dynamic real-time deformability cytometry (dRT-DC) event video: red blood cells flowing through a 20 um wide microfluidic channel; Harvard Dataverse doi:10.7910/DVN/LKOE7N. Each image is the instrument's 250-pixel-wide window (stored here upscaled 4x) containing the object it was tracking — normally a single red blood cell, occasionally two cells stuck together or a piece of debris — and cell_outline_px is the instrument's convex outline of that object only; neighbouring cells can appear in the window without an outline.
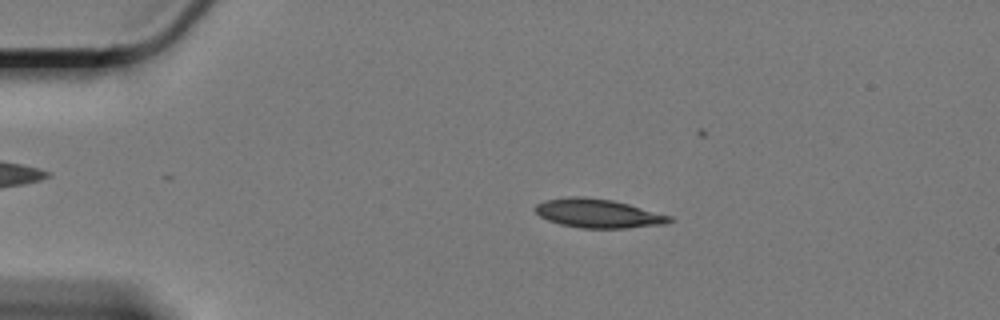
{"species": "Egyptian fruit bat (a non-hibernating species)", "species_latin": "Rousettus aegyptiacus", "temperature_condition": "cold", "stored_images_in_passage": 48, "camera_frame_rate_fps": 3000, "um_per_image_px": 0.085, "animal": {"sex": "female"}, "frame": {"image": 1, "passage_image": 12, "time_ms": 3.667, "image_size_px": [1000, 320], "cell_outline_px": [[672, 220], [664, 224], [624, 228], [580, 228], [560, 224], [548, 220], [540, 216], [532, 208], [536, 204], [544, 200], [568, 196], [584, 196], [612, 200], [628, 204], [672, 216]], "centroid_in_image_um": [50.78, 18.13], "position_along_channel_um": 34.2, "area_um2": 22.6}}
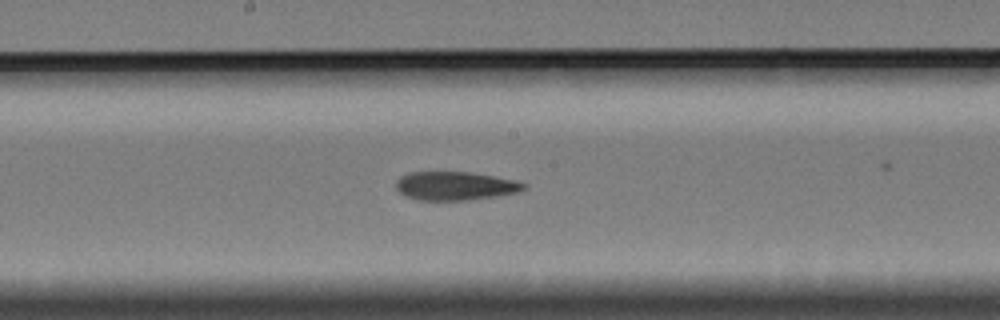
{"frame": {"image": 2, "passage_image": 32, "time_ms": 10.333, "image_size_px": [1000, 320], "cell_outline_px": [[528, 184], [520, 192], [496, 196], [468, 200], [416, 200], [404, 196], [396, 188], [396, 180], [400, 176], [408, 172], [468, 172], [516, 180]], "centroid_in_image_um": [38.67, 15.8], "position_along_channel_um": 209.5, "area_um2": 21.39}}
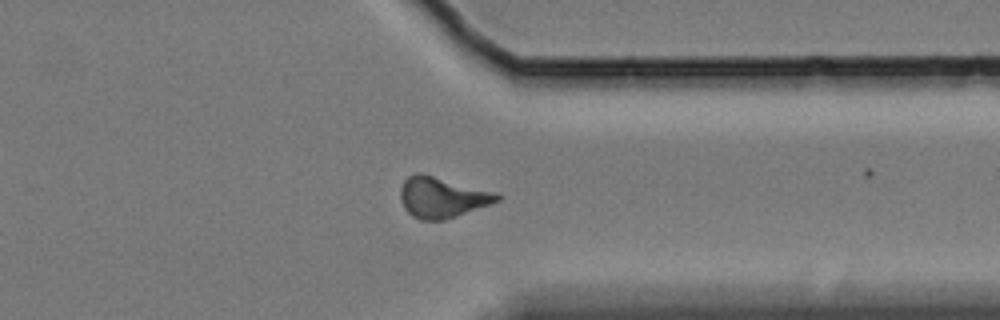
{"frame": {"image": 3, "passage_image": 47, "time_ms": 15.333, "image_size_px": [1000, 320], "cell_outline_px": [[500, 200], [456, 216], [444, 220], [420, 220], [412, 216], [404, 208], [400, 200], [400, 188], [404, 180], [408, 176], [416, 172], [420, 172], [496, 192], [500, 196]], "centroid_in_image_um": [37.53, 16.76], "position_along_channel_um": 373.9, "area_um2": 22.89}}